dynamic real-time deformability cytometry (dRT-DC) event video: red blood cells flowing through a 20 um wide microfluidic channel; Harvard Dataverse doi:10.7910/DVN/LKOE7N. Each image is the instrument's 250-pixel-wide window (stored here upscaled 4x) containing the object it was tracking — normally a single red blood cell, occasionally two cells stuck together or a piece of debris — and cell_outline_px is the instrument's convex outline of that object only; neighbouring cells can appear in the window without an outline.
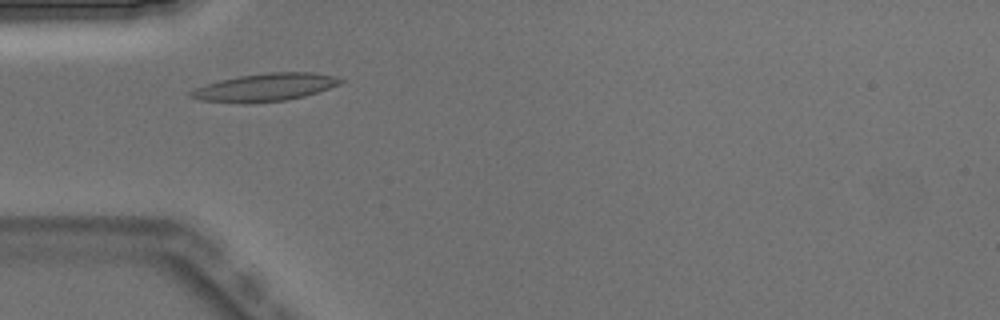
{"species": "Egyptian fruit bat (a non-hibernating species)", "species_latin": "Rousettus aegyptiacus", "temperature_condition": "warm", "stored_images_in_passage": 6, "camera_frame_rate_fps": 3000, "um_per_image_px": 0.085, "animal": {"sex": "male"}, "frame": {"image": 1, "passage_image": 3, "time_ms": 0.667, "image_size_px": [1000, 320], "cell_outline_px": [[344, 80], [340, 84], [304, 96], [284, 100], [200, 100], [188, 96], [188, 92], [196, 88], [220, 80], [240, 76], [268, 72], [312, 72], [336, 76]], "centroid_in_image_um": [22.62, 7.36], "position_along_channel_um": 62.4, "area_um2": 22.89}}
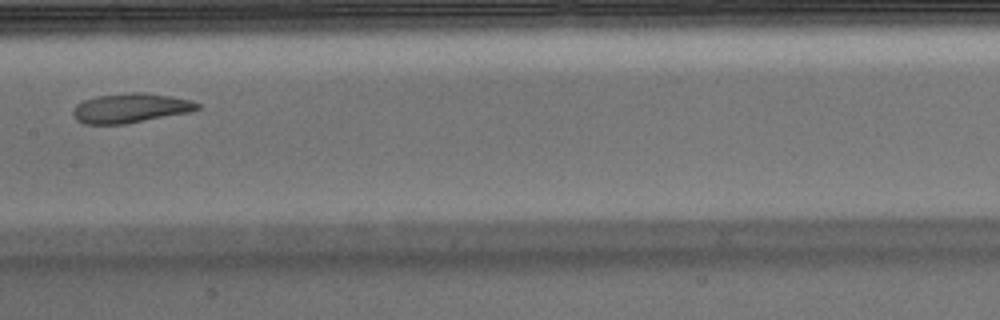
{"frame": {"image": 2, "passage_image": 6, "time_ms": 1.667, "image_size_px": [1000, 320], "cell_outline_px": [[200, 108], [188, 112], [124, 124], [84, 124], [76, 120], [72, 112], [76, 104], [84, 100], [96, 96], [132, 92], [144, 92], [192, 100], [200, 104]], "centroid_in_image_um": [11.06, 9.18], "position_along_channel_um": 196.3, "area_um2": 21.21}}